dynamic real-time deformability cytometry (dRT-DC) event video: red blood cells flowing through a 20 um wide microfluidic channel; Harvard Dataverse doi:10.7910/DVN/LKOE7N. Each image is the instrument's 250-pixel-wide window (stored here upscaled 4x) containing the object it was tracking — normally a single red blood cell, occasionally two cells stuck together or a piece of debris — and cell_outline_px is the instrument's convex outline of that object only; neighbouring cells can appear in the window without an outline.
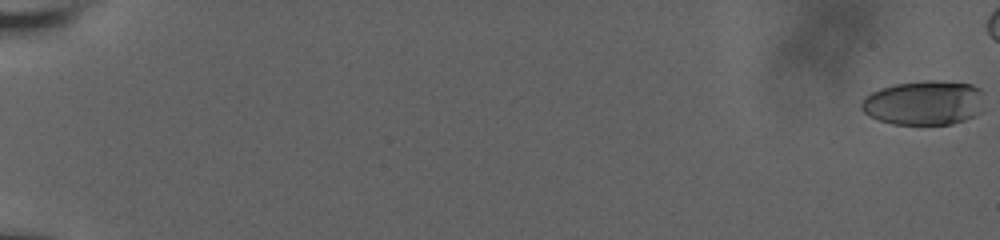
{"species": "human", "species_latin": "Homo sapiens", "temperature_condition": "room temperature", "stored_images_in_passage": 20, "camera_frame_rate_fps": 3000, "um_per_image_px": 0.085, "donor": {"sex": "male"}, "frame": {"image": 1, "passage_image": 1, "time_ms": 0.0, "image_size_px": [1000, 240], "cell_outline_px": [[984, 112], [976, 116], [952, 124], [892, 124], [868, 116], [860, 108], [860, 104], [864, 96], [880, 88], [896, 84], [924, 80], [936, 80], [972, 84], [980, 88], [984, 92]], "centroid_in_image_um": [78.6, 8.73], "position_along_channel_um": 6.4, "area_um2": 32.54}}
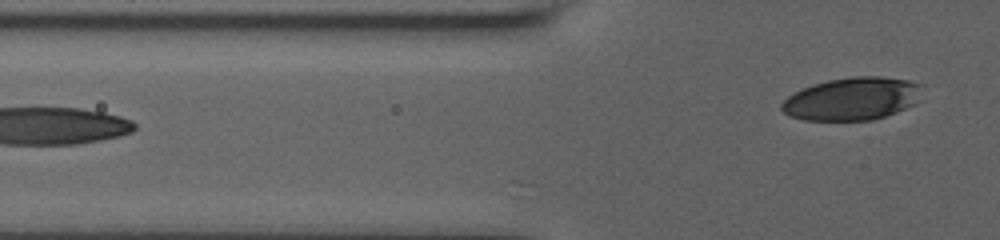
{"frame": {"image": 2, "passage_image": 20, "time_ms": 9.333, "image_size_px": [1000, 240], "cell_outline_px": [[920, 84], [912, 104], [896, 112], [872, 120], [804, 120], [792, 116], [784, 112], [780, 108], [780, 104], [788, 96], [812, 84], [828, 80], [852, 76], [880, 76], [908, 80]], "centroid_in_image_um": [72.35, 8.39], "position_along_channel_um": 53.5, "area_um2": 34.33}}